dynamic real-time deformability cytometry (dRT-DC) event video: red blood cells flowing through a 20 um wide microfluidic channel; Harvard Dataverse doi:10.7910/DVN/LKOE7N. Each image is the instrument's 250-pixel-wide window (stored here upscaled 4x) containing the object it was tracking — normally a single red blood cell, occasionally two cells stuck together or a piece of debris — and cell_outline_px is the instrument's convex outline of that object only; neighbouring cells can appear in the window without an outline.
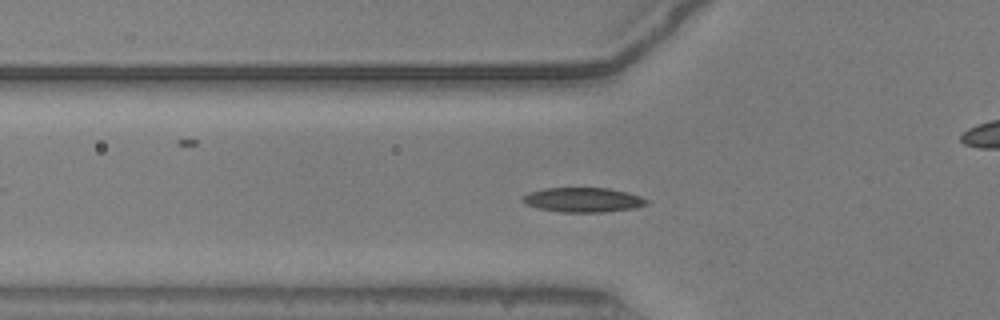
{"species": "common noctule bat (a hibernating species)", "species_latin": "Nyctalus noctula", "temperature_condition": "warm", "stored_images_in_passage": 54, "camera_frame_rate_fps": 3000, "um_per_image_px": 0.085, "animal": {"sex": "male", "body_mass_g": 20.5, "forearm_length_mm": 52.5}, "frame": {"image": 1, "passage_image": 19, "time_ms": 6.0, "image_size_px": [1000, 320], "cell_outline_px": [[648, 204], [632, 208], [600, 212], [560, 212], [540, 208], [524, 204], [520, 200], [528, 192], [544, 188], [608, 188], [628, 192], [640, 196], [648, 200]], "centroid_in_image_um": [49.53, 16.98], "position_along_channel_um": 76.3, "area_um2": 17.69}}
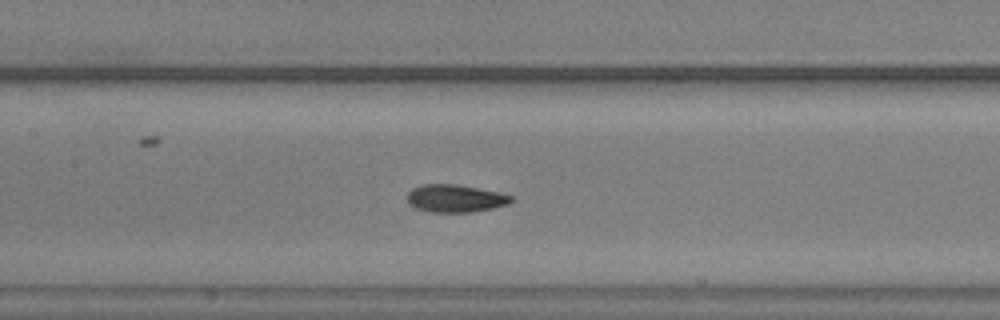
{"frame": {"image": 2, "passage_image": 26, "time_ms": 8.333, "image_size_px": [1000, 320], "cell_outline_px": [[516, 200], [508, 204], [492, 208], [472, 212], [432, 212], [416, 208], [408, 204], [404, 196], [412, 188], [420, 184], [456, 184], [496, 192], [512, 196]], "centroid_in_image_um": [38.64, 16.86], "position_along_channel_um": 168.8, "area_um2": 16.88}}
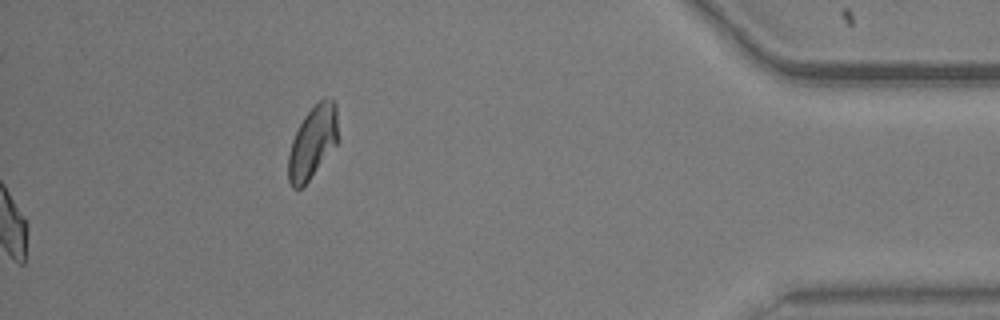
{"frame": {"image": 3, "passage_image": 54, "time_ms": 17.667, "image_size_px": [1000, 320], "cell_outline_px": [[336, 144], [308, 180], [300, 188], [292, 188], [288, 180], [288, 156], [292, 140], [304, 116], [324, 96], [332, 100], [336, 104]], "centroid_in_image_um": [26.54, 12.08], "position_along_channel_um": 408.7, "area_um2": 20.29}, "authors_computed_cell_mechanics": {"area_um2": 16.4152, "velocity_mm_per_s": 3.9101, "shape_relaxation_time_tau1_ms": 3.2953, "shape_relaxation_time_tau2_ms": 2.1801, "deformation_change_tau1": 0.1362, "deformation_change_tau2": 0.0805}}